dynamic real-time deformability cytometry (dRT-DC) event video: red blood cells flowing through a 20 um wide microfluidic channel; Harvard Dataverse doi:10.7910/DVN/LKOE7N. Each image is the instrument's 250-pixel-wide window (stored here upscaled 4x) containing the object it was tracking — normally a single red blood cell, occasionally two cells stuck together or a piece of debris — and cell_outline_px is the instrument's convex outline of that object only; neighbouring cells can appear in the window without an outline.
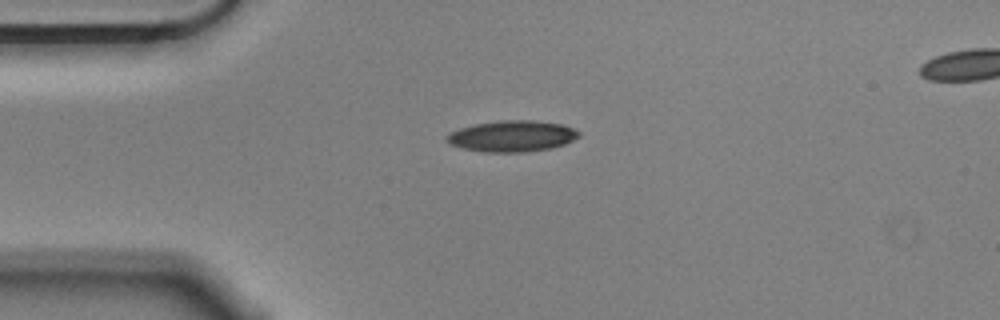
{"species": "Egyptian fruit bat (a non-hibernating species)", "species_latin": "Rousettus aegyptiacus", "temperature_condition": "cold", "stored_images_in_passage": 45, "segment_of_instrument_passage": [1, 2], "camera_frame_rate_fps": 3000, "um_per_image_px": 0.085, "animal": {"sex": "male"}, "frame": {"image": 1, "passage_image": 1, "time_ms": 0.0, "image_size_px": [1000, 320], "cell_outline_px": [[580, 136], [564, 144], [552, 148], [524, 152], [488, 152], [464, 148], [448, 144], [444, 136], [460, 128], [476, 124], [500, 120], [532, 120], [560, 124], [572, 128], [580, 132]], "centroid_in_image_um": [43.52, 11.57], "position_along_channel_um": 41.5, "area_um2": 23.81}}
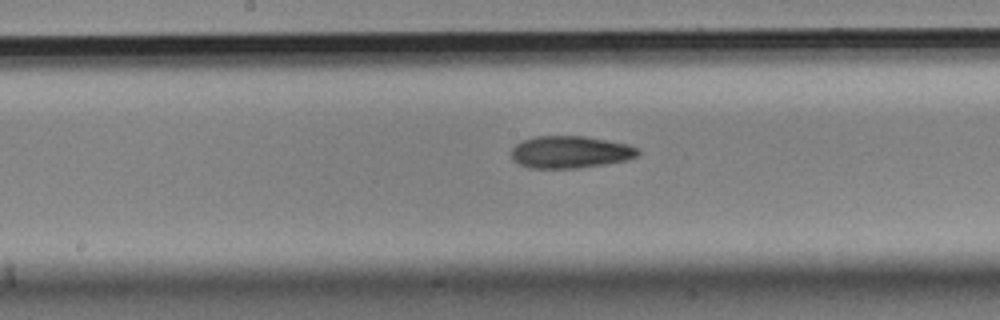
{"frame": {"image": 2, "passage_image": 16, "time_ms": 5.0, "image_size_px": [1000, 320], "cell_outline_px": [[640, 152], [636, 156], [628, 160], [604, 164], [576, 168], [532, 168], [520, 164], [512, 160], [512, 148], [516, 144], [524, 140], [536, 136], [584, 136], [628, 144], [640, 148]], "centroid_in_image_um": [48.49, 12.92], "position_along_channel_um": 199.7, "area_um2": 23.7}}
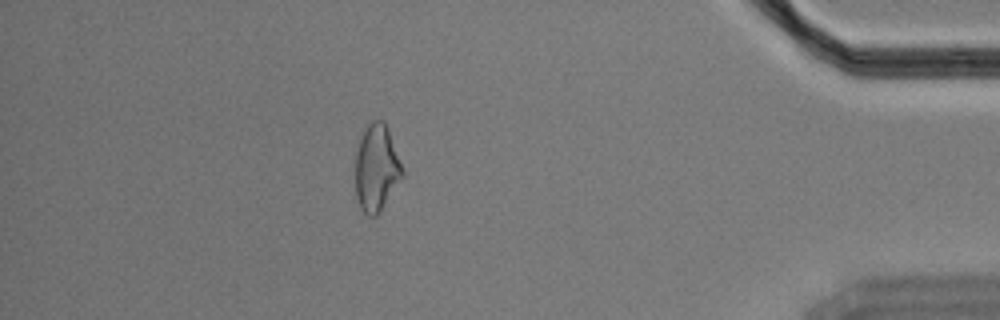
{"frame": {"image": 3, "passage_image": 37, "time_ms": 12.0, "image_size_px": [1000, 320], "cell_outline_px": [[404, 176], [380, 212], [376, 216], [368, 216], [360, 208], [356, 196], [356, 140], [360, 132], [372, 120], [384, 120], [388, 128], [404, 172]], "centroid_in_image_um": [31.99, 14.25], "position_along_channel_um": 403.2, "area_um2": 24.22}}